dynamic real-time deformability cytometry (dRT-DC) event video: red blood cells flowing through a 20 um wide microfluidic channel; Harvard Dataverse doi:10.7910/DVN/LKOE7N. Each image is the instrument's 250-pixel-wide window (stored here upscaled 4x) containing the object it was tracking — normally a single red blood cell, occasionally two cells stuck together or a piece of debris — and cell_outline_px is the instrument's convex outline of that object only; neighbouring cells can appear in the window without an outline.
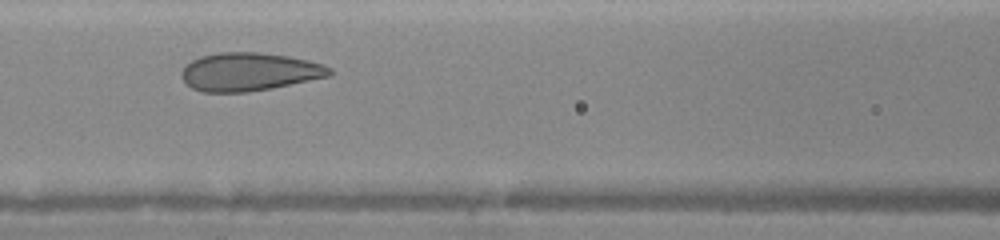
{"species": "human", "species_latin": "Homo sapiens", "temperature_condition": "warm", "stored_images_in_passage": 5, "camera_frame_rate_fps": 3000, "um_per_image_px": 0.085, "donor": {"sex": "female"}, "frame": {"image": 1, "passage_image": 4, "time_ms": 2.333, "image_size_px": [1000, 240], "cell_outline_px": [[332, 76], [272, 88], [248, 92], [200, 92], [192, 88], [180, 76], [180, 72], [184, 64], [200, 56], [220, 52], [256, 52], [288, 56], [324, 64], [332, 68]], "centroid_in_image_um": [21.17, 6.1], "position_along_channel_um": 145.4, "area_um2": 33.23}}